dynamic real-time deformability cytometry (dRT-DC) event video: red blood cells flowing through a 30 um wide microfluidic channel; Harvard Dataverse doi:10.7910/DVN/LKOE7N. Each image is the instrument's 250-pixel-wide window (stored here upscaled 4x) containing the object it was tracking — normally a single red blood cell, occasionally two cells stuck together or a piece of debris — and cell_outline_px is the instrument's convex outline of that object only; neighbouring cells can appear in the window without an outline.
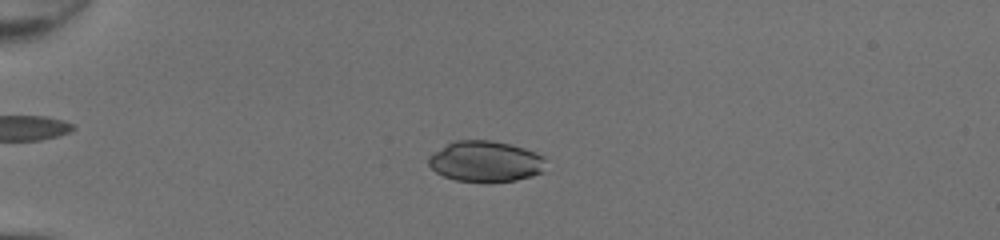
{"species": "common noctule bat (a hibernating species)", "species_latin": "Nyctalus noctula", "temperature_condition": "room temperature", "stored_images_in_passage": 49, "camera_frame_rate_fps": 3000, "um_per_image_px": 0.085, "animal": {"sex": "female", "body_mass_g": 20.0, "forearm_length_mm": 54.0}, "frame": {"image": 1, "passage_image": 14, "time_ms": 4.333, "image_size_px": [1000, 240], "cell_outline_px": [[544, 172], [532, 176], [516, 180], [488, 184], [484, 184], [456, 180], [444, 176], [436, 172], [428, 164], [428, 156], [448, 144], [456, 140], [492, 140], [512, 144], [536, 152], [544, 156]], "centroid_in_image_um": [41.3, 13.75], "position_along_channel_um": 43.7, "area_um2": 28.44}}
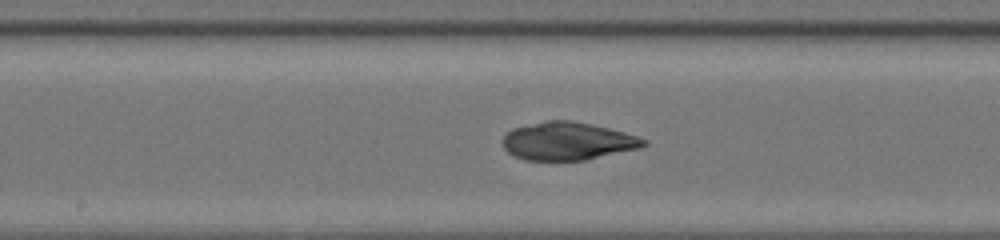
{"frame": {"image": 2, "passage_image": 28, "time_ms": 9.0, "image_size_px": [1000, 240], "cell_outline_px": [[648, 144], [640, 148], [584, 160], [524, 160], [512, 156], [504, 148], [500, 140], [512, 128], [544, 120], [572, 120], [592, 124], [640, 136], [648, 140]], "centroid_in_image_um": [48.24, 11.99], "position_along_channel_um": 200.0, "area_um2": 31.5}}
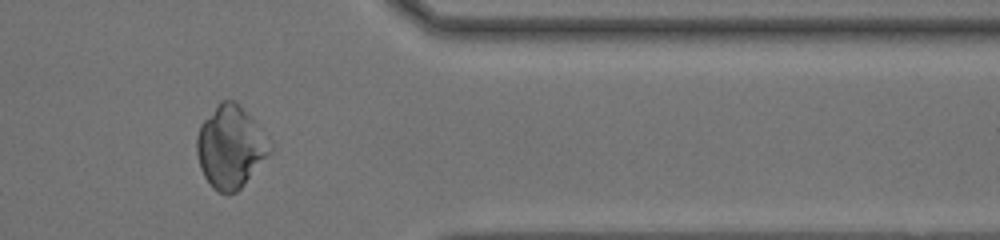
{"frame": {"image": 3, "passage_image": 42, "time_ms": 13.667, "image_size_px": [1000, 240], "cell_outline_px": [[272, 152], [240, 188], [236, 192], [228, 196], [212, 188], [204, 176], [200, 168], [196, 152], [196, 136], [200, 124], [220, 100], [236, 100], [272, 144]], "centroid_in_image_um": [19.56, 12.5], "position_along_channel_um": 391.8, "area_um2": 35.08}}